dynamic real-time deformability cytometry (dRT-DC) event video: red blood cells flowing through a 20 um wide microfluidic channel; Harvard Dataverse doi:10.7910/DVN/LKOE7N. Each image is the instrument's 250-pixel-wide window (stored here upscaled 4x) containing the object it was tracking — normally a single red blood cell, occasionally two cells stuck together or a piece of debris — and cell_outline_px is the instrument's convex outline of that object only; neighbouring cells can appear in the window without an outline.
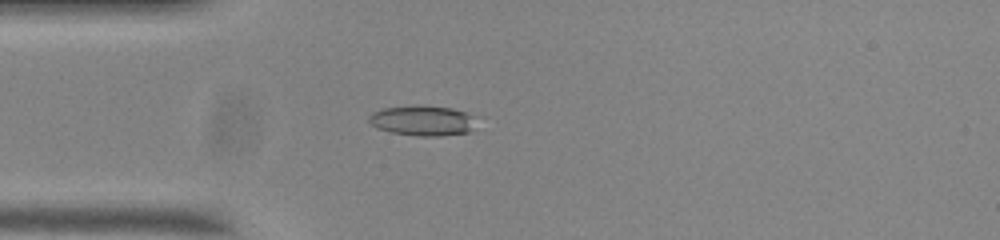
{"species": "common noctule bat (a hibernating species)", "species_latin": "Nyctalus noctula", "temperature_condition": "room temperature", "stored_images_in_passage": 48, "camera_frame_rate_fps": 3000, "um_per_image_px": 0.085, "animal": {"sex": "male", "body_mass_g": 20.0, "forearm_length_mm": 53.3}, "frame": {"image": 1, "passage_image": 8, "time_ms": 2.333, "image_size_px": [1000, 240], "cell_outline_px": [[476, 120], [472, 128], [468, 132], [440, 136], [416, 136], [392, 132], [376, 128], [368, 120], [368, 116], [372, 112], [384, 108], [416, 104], [452, 108], [468, 112], [476, 116]], "centroid_in_image_um": [35.93, 10.23], "position_along_channel_um": 49.1, "area_um2": 19.25}}
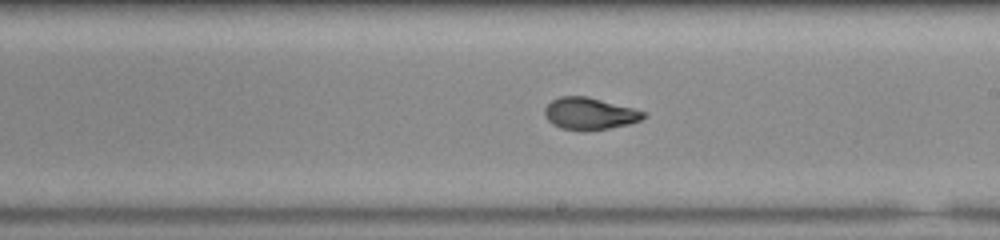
{"frame": {"image": 2, "passage_image": 24, "time_ms": 7.667, "image_size_px": [1000, 240], "cell_outline_px": [[648, 116], [640, 120], [628, 124], [608, 128], [584, 132], [560, 128], [552, 124], [544, 116], [544, 108], [552, 100], [560, 96], [588, 96], [648, 112]], "centroid_in_image_um": [50.12, 9.66], "position_along_channel_um": 238.9, "area_um2": 18.73}}
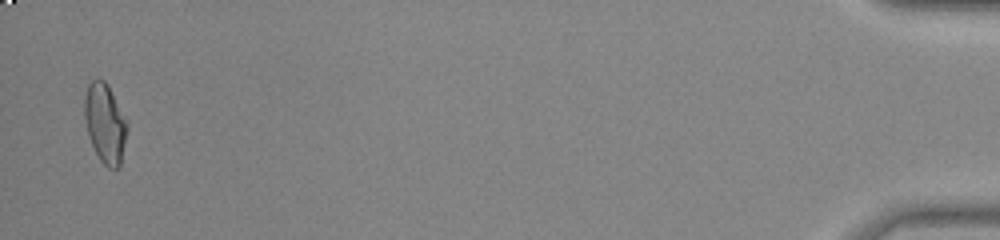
{"frame": {"image": 3, "passage_image": 47, "time_ms": 15.333, "image_size_px": [1000, 240], "cell_outline_px": [[128, 128], [120, 168], [108, 168], [100, 160], [88, 136], [84, 116], [84, 96], [88, 84], [92, 80], [104, 80], [108, 84], [128, 120]], "centroid_in_image_um": [8.95, 10.47], "position_along_channel_um": 426.3, "area_um2": 20.06}, "authors_computed_cell_mechanics": {"area_um2": 18.8717, "velocity_mm_per_s": 3.7172, "shape_relaxation_time_tau1_ms": null, "shape_relaxation_time_tau2_ms": 1.4363, "deformation_change_tau1": null, "deformation_change_tau2": 0.0635}}